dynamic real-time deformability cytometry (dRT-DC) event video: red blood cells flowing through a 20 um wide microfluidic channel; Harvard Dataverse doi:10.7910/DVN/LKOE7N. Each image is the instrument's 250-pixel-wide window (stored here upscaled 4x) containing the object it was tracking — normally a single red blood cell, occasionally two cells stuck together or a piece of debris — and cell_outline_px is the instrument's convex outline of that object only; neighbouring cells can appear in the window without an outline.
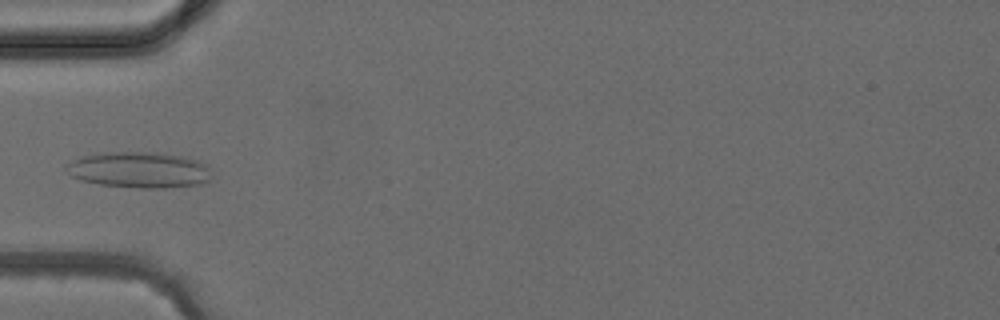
{"species": "common noctule bat (a hibernating species)", "species_latin": "Nyctalus noctula", "temperature_condition": "cold", "stored_images_in_passage": 4, "camera_frame_rate_fps": 3000, "um_per_image_px": 0.085, "animal": {"sex": "female", "body_mass_g": 24.6, "forearm_length_mm": 56.2}, "frame": {"image": 1, "passage_image": 4, "time_ms": 3.333, "image_size_px": [1000, 320], "cell_outline_px": [[208, 180], [200, 184], [164, 188], [136, 188], [100, 184], [80, 180], [64, 172], [64, 168], [72, 160], [80, 156], [92, 152], [156, 152], [184, 156], [208, 164]], "centroid_in_image_um": [11.75, 14.42], "position_along_channel_um": 73.3, "area_um2": 30.81}}